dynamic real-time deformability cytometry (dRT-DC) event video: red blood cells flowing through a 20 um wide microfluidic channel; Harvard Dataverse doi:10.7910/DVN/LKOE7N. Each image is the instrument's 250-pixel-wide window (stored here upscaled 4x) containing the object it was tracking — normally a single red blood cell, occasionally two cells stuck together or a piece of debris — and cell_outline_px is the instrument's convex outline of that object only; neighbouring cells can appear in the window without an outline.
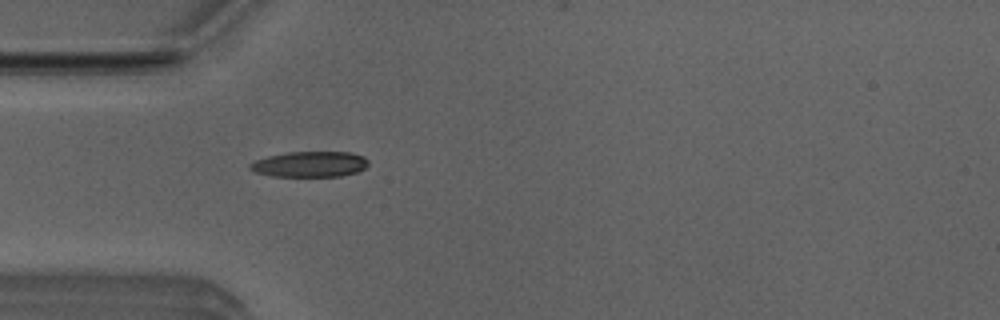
{"species": "Egyptian fruit bat (a non-hibernating species)", "species_latin": "Rousettus aegyptiacus", "temperature_condition": "room temperature", "stored_images_in_passage": 3, "camera_frame_rate_fps": 3000, "um_per_image_px": 0.085, "animal": {"sex": "male"}, "frame": {"image": 1, "passage_image": 3, "time_ms": 0.667, "image_size_px": [1000, 320], "cell_outline_px": [[368, 164], [364, 168], [356, 172], [340, 176], [272, 176], [256, 172], [248, 168], [248, 164], [256, 160], [268, 156], [288, 152], [352, 152], [364, 156], [368, 160]], "centroid_in_image_um": [26.34, 13.95], "position_along_channel_um": 58.7, "area_um2": 17.63}}